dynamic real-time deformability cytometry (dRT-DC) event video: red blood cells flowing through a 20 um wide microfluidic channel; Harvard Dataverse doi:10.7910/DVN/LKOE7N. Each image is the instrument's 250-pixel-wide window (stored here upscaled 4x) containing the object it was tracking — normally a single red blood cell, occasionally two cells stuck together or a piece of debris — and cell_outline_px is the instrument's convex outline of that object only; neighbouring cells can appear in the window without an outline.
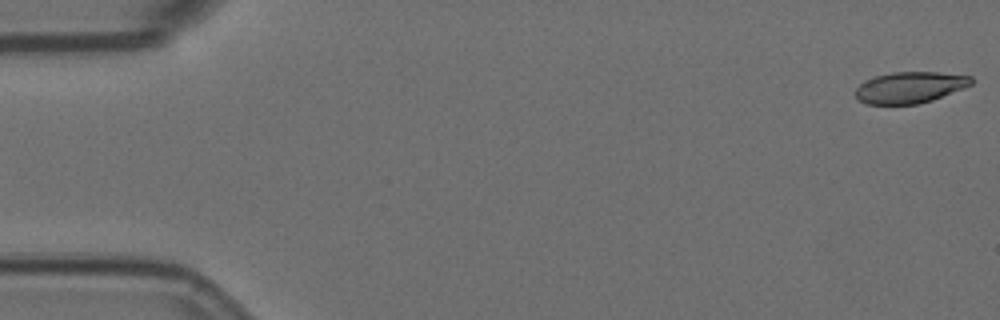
{"species": "Egyptian fruit bat (a non-hibernating species)", "species_latin": "Rousettus aegyptiacus", "temperature_condition": "room temperature", "stored_images_in_passage": 4, "camera_frame_rate_fps": 3000, "um_per_image_px": 0.085, "animal": {"sex": "female"}, "frame": {"image": 1, "passage_image": 1, "time_ms": 0.0, "image_size_px": [1000, 320], "cell_outline_px": [[972, 84], [932, 100], [916, 104], [868, 104], [856, 100], [856, 88], [864, 80], [872, 76], [892, 72], [940, 72], [972, 76]], "centroid_in_image_um": [77.29, 7.42], "position_along_channel_um": 7.7, "area_um2": 21.15}}